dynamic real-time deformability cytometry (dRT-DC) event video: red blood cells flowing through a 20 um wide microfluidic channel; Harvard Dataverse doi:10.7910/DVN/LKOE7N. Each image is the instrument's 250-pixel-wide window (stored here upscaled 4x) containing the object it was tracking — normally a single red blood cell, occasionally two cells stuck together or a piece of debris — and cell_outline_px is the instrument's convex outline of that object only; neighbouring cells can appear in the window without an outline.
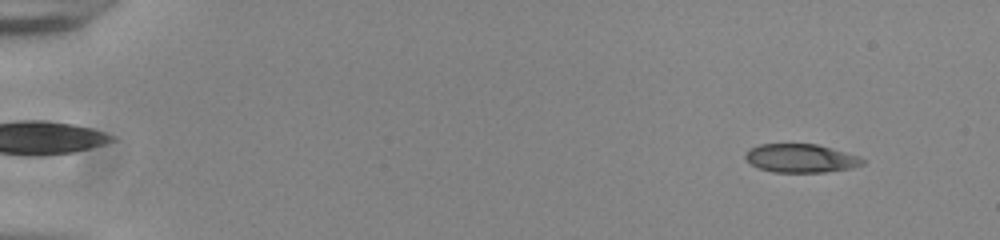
{"species": "common noctule bat (a hibernating species)", "species_latin": "Nyctalus noctula", "temperature_condition": "room temperature", "stored_images_in_passage": 54, "camera_frame_rate_fps": 3000, "um_per_image_px": 0.085, "animal": {"sex": "male", "body_mass_g": 20.0, "forearm_length_mm": 53.3}, "frame": {"image": 1, "passage_image": 5, "time_ms": 1.333, "image_size_px": [1000, 240], "cell_outline_px": [[864, 164], [852, 168], [824, 172], [772, 172], [760, 168], [752, 164], [744, 156], [748, 148], [760, 144], [816, 144], [860, 156], [864, 160]], "centroid_in_image_um": [68.07, 13.45], "position_along_channel_um": 16.9, "area_um2": 19.42}}
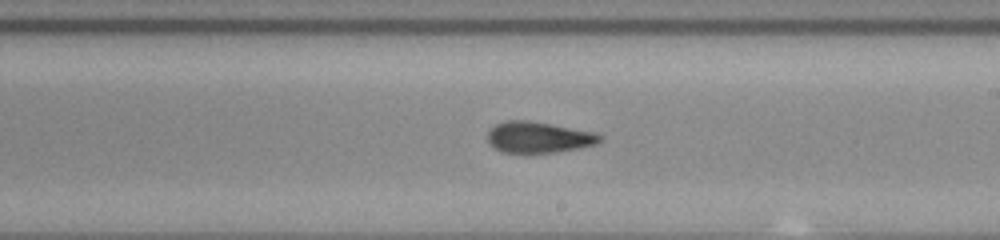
{"frame": {"image": 2, "passage_image": 33, "time_ms": 10.667, "image_size_px": [1000, 240], "cell_outline_px": [[604, 136], [596, 144], [580, 148], [556, 152], [500, 152], [488, 144], [488, 132], [496, 124], [504, 120], [528, 120], [552, 124], [596, 132]], "centroid_in_image_um": [45.78, 11.66], "position_along_channel_um": 243.2, "area_um2": 20.46}}
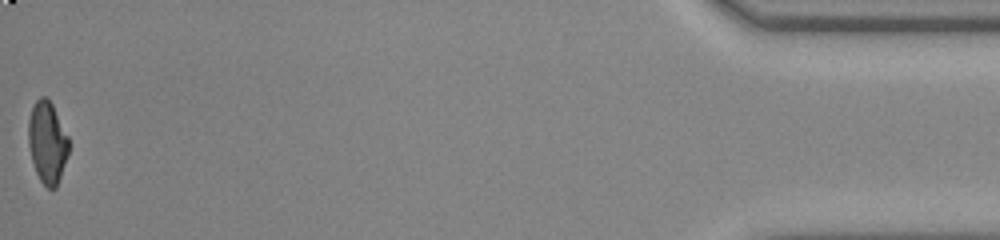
{"frame": {"image": 3, "passage_image": 54, "time_ms": 17.667, "image_size_px": [1000, 240], "cell_outline_px": [[68, 152], [56, 188], [48, 188], [40, 180], [36, 172], [32, 160], [28, 144], [28, 120], [32, 108], [36, 100], [40, 96], [44, 96], [52, 104], [68, 136]], "centroid_in_image_um": [4.0, 12.08], "position_along_channel_um": 431.2, "area_um2": 18.96}, "authors_computed_cell_mechanics": {"area_um2": 20.1722, "velocity_mm_per_s": 3.8867, "shape_relaxation_time_tau1_ms": 4.4893, "shape_relaxation_time_tau2_ms": 1.8302, "deformation_change_tau1": 0.1865, "deformation_change_tau2": 0.0975}}